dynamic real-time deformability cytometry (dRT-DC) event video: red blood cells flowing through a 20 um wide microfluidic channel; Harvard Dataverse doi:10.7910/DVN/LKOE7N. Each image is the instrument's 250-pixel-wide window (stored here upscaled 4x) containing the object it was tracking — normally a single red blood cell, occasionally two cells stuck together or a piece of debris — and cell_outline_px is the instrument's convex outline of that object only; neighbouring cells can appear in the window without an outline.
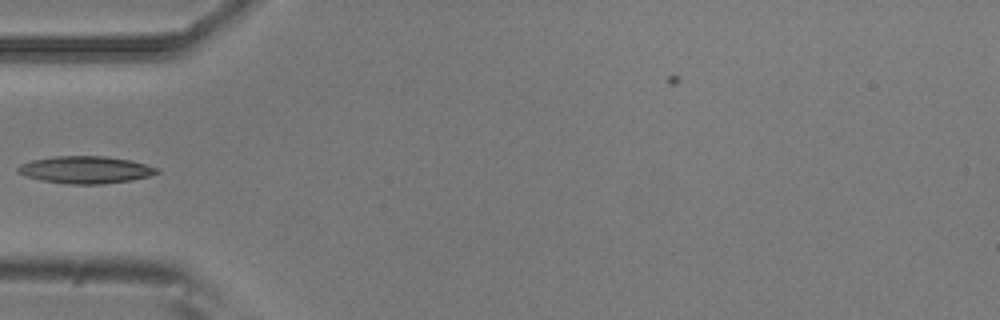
{"species": "common noctule bat (a hibernating species)", "species_latin": "Nyctalus noctula", "temperature_condition": "room temperature", "stored_images_in_passage": 1, "camera_frame_rate_fps": 3000, "um_per_image_px": 0.085, "animal": {"sex": "male", "body_mass_g": 20.5, "forearm_length_mm": 52.5}, "frame": {"image": 1, "passage_image": 1, "time_ms": 0.0, "image_size_px": [1000, 320], "cell_outline_px": [[160, 172], [148, 176], [132, 180], [104, 184], [68, 184], [40, 180], [24, 176], [16, 172], [16, 168], [20, 164], [32, 160], [56, 156], [104, 156], [132, 160], [156, 168]], "centroid_in_image_um": [7.22, 14.43], "position_along_channel_um": 77.8, "area_um2": 22.14}}